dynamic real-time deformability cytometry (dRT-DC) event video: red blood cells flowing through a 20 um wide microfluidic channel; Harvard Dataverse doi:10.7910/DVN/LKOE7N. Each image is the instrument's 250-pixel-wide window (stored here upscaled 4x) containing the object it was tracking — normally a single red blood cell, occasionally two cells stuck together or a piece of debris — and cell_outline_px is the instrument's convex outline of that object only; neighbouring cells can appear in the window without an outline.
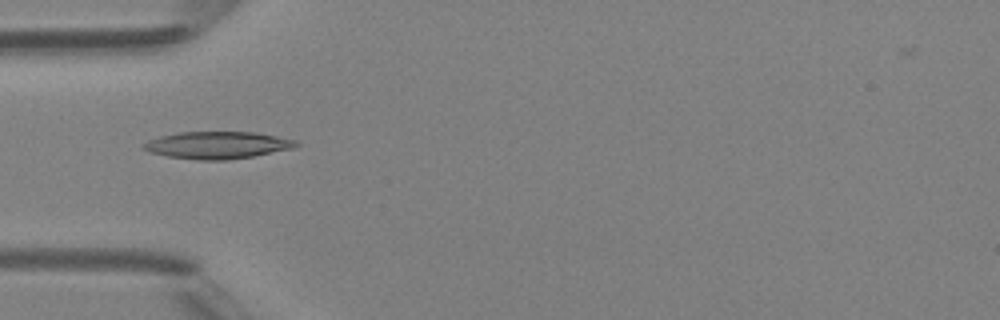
{"species": "Egyptian fruit bat (a non-hibernating species)", "species_latin": "Rousettus aegyptiacus", "temperature_condition": "room temperature", "stored_images_in_passage": 6, "camera_frame_rate_fps": 3000, "um_per_image_px": 0.085, "animal": {"sex": "female"}, "frame": {"image": 1, "passage_image": 4, "time_ms": 4.333, "image_size_px": [1000, 320], "cell_outline_px": [[300, 144], [292, 148], [252, 156], [228, 160], [196, 160], [168, 156], [148, 152], [140, 148], [140, 144], [148, 140], [160, 136], [180, 132], [252, 132], [300, 140]], "centroid_in_image_um": [18.43, 12.33], "position_along_channel_um": 66.6, "area_um2": 24.28}}
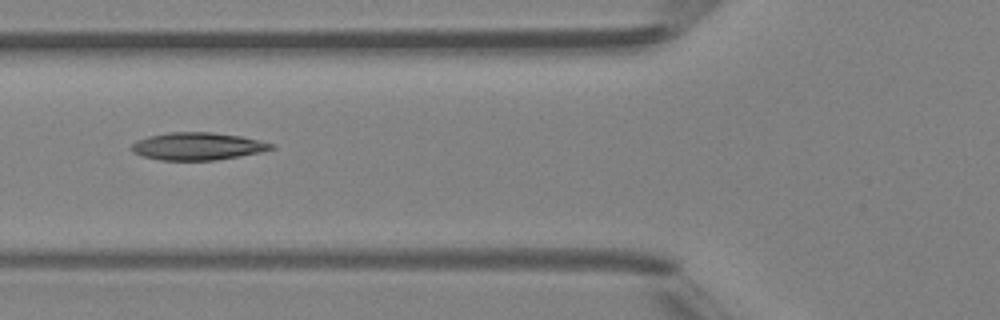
{"frame": {"image": 2, "passage_image": 5, "time_ms": 5.333, "image_size_px": [1000, 320], "cell_outline_px": [[276, 148], [260, 152], [216, 160], [160, 160], [144, 156], [136, 152], [132, 148], [132, 144], [136, 140], [148, 136], [168, 132], [212, 132], [240, 136], [276, 144]], "centroid_in_image_um": [16.83, 12.42], "position_along_channel_um": 109.0, "area_um2": 22.25}}
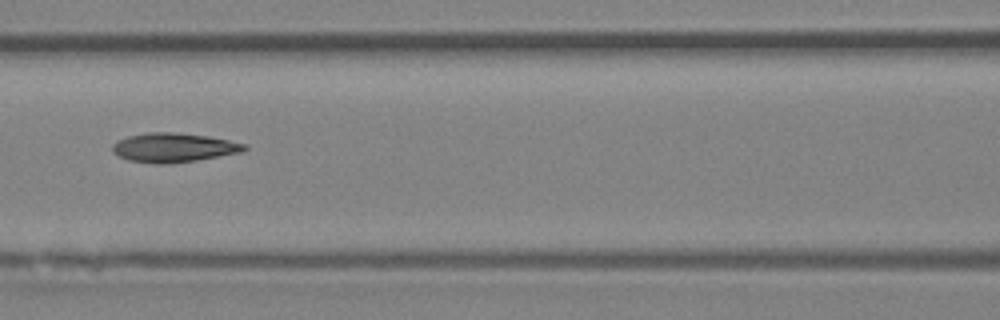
{"frame": {"image": 3, "passage_image": 6, "time_ms": 6.333, "image_size_px": [1000, 320], "cell_outline_px": [[248, 148], [240, 152], [196, 160], [168, 164], [156, 164], [128, 160], [112, 152], [112, 144], [116, 140], [128, 136], [148, 132], [176, 132], [208, 136], [248, 144]], "centroid_in_image_um": [14.73, 12.54], "position_along_channel_um": 151.9, "area_um2": 22.48}}